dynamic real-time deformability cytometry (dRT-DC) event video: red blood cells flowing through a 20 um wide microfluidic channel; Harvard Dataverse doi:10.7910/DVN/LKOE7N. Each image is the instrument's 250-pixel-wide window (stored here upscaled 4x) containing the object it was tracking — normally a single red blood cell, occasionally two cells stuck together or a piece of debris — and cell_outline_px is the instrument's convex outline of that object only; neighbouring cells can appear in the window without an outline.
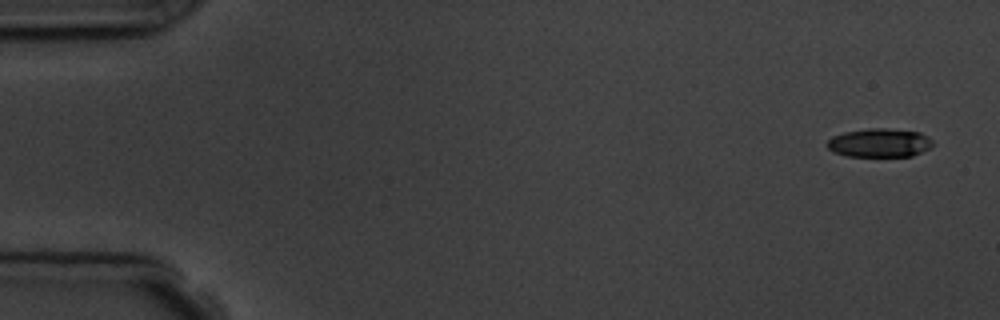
{"species": "common noctule bat (a hibernating species)", "species_latin": "Nyctalus noctula", "temperature_condition": "room temperature", "stored_images_in_passage": 5, "camera_frame_rate_fps": 3000, "um_per_image_px": 0.085, "animal": {"sex": "male", "body_mass_g": 19.5, "forearm_length_mm": 54.6}, "frame": {"image": 1, "passage_image": 1, "time_ms": 0.0, "image_size_px": [1000, 320], "cell_outline_px": [[932, 144], [928, 148], [912, 156], [848, 156], [836, 152], [828, 148], [824, 144], [832, 136], [844, 132], [868, 128], [888, 128], [920, 132], [928, 136], [932, 140]], "centroid_in_image_um": [74.73, 12.12], "position_along_channel_um": 10.3, "area_um2": 17.63}}
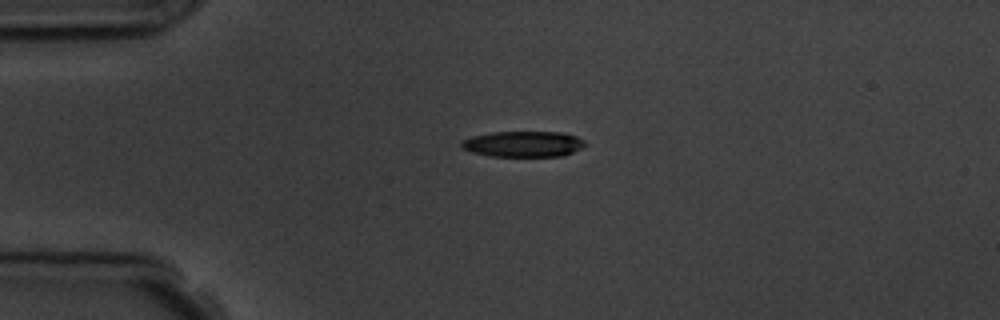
{"frame": {"image": 2, "passage_image": 4, "time_ms": 3.667, "image_size_px": [1000, 320], "cell_outline_px": [[588, 144], [564, 156], [488, 156], [472, 152], [460, 148], [460, 140], [472, 136], [492, 132], [560, 132], [576, 136], [584, 140]], "centroid_in_image_um": [44.44, 12.24], "position_along_channel_um": 40.6, "area_um2": 18.73}}